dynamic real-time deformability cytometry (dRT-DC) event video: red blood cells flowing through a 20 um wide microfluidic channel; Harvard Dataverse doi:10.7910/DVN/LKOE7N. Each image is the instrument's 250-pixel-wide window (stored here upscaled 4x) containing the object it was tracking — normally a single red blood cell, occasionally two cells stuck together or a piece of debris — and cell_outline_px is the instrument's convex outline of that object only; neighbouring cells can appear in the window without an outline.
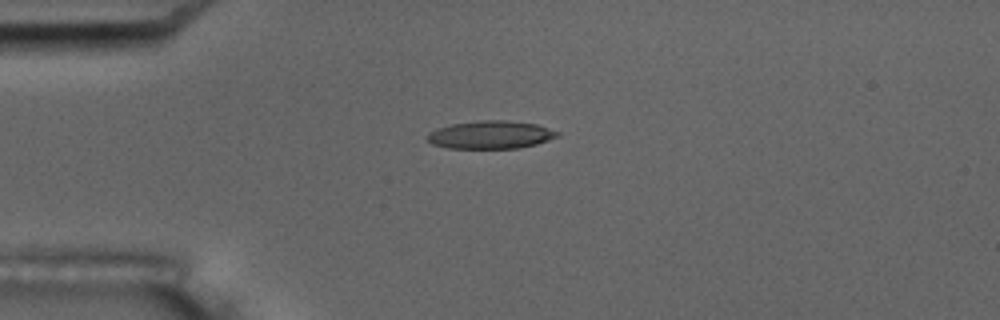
{"species": "common noctule bat (a hibernating species)", "species_latin": "Nyctalus noctula", "temperature_condition": "room temperature", "stored_images_in_passage": 8, "camera_frame_rate_fps": 3000, "um_per_image_px": 0.085, "animal": {"sex": "male", "body_mass_g": 17.5, "forearm_length_mm": 52.3}, "frame": {"image": 1, "passage_image": 5, "time_ms": 4.667, "image_size_px": [1000, 320], "cell_outline_px": [[560, 136], [536, 144], [520, 148], [448, 148], [432, 144], [424, 136], [428, 132], [436, 128], [452, 124], [480, 120], [504, 120], [536, 124], [560, 132]], "centroid_in_image_um": [41.68, 11.45], "position_along_channel_um": 43.3, "area_um2": 21.27}}